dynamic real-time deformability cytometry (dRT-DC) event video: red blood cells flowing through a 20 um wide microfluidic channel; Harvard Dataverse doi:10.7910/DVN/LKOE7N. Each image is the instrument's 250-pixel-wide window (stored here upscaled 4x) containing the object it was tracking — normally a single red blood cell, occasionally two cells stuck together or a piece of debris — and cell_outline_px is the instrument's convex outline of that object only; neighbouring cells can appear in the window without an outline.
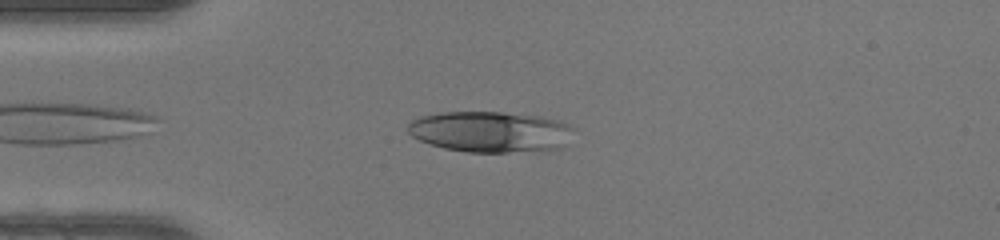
{"species": "human", "species_latin": "Homo sapiens", "temperature_condition": "warm", "stored_images_in_passage": 37, "camera_frame_rate_fps": 3000, "um_per_image_px": 0.085, "donor": {"sex": "female"}, "frame": {"image": 1, "passage_image": 4, "time_ms": 1.0, "image_size_px": [1000, 240], "cell_outline_px": [[572, 128], [560, 148], [540, 152], [468, 152], [444, 148], [420, 140], [412, 136], [408, 132], [408, 124], [412, 120], [420, 116], [440, 112], [500, 112], [540, 116], [560, 120], [568, 124]], "centroid_in_image_um": [41.66, 11.2], "position_along_channel_um": 43.3, "area_um2": 39.48}}
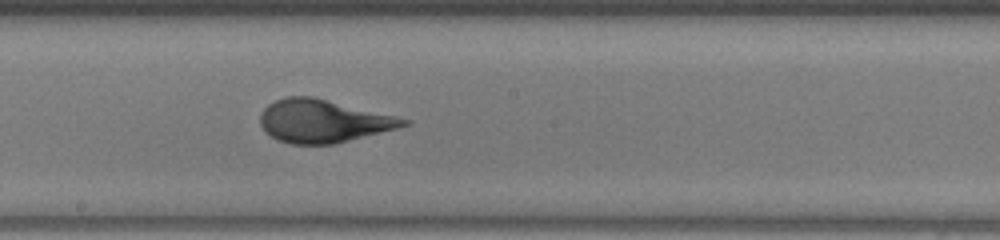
{"frame": {"image": 2, "passage_image": 18, "time_ms": 5.667, "image_size_px": [1000, 240], "cell_outline_px": [[412, 124], [332, 144], [292, 144], [276, 140], [260, 124], [260, 116], [264, 108], [268, 104], [284, 96], [312, 96], [396, 116], [412, 120]], "centroid_in_image_um": [27.46, 10.28], "position_along_channel_um": 220.7, "area_um2": 35.49}}
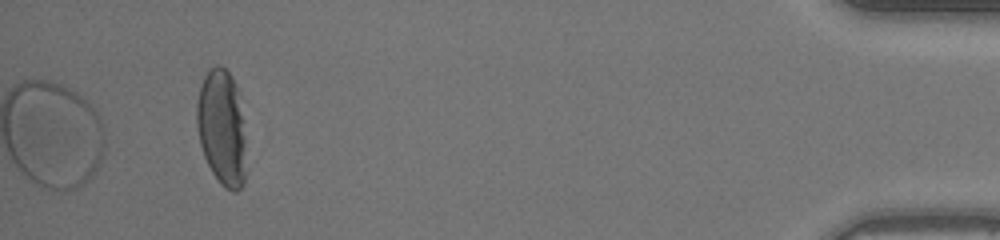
{"frame": {"image": 3, "passage_image": 37, "time_ms": 12.0, "image_size_px": [1000, 240], "cell_outline_px": [[244, 184], [236, 192], [232, 192], [224, 188], [220, 184], [212, 172], [204, 156], [200, 144], [196, 124], [196, 104], [200, 84], [204, 76], [216, 64], [220, 64], [232, 76], [236, 84], [244, 140]], "centroid_in_image_um": [18.81, 10.86], "position_along_channel_um": 416.4, "area_um2": 32.95}, "authors_computed_cell_mechanics": {"area_um2": 36.5874, "velocity_mm_per_s": 4.2524, "shape_relaxation_time_tau1_ms": 3.7664, "shape_relaxation_time_tau2_ms": null, "deformation_change_tau1": 0.1938, "deformation_change_tau2": null}}